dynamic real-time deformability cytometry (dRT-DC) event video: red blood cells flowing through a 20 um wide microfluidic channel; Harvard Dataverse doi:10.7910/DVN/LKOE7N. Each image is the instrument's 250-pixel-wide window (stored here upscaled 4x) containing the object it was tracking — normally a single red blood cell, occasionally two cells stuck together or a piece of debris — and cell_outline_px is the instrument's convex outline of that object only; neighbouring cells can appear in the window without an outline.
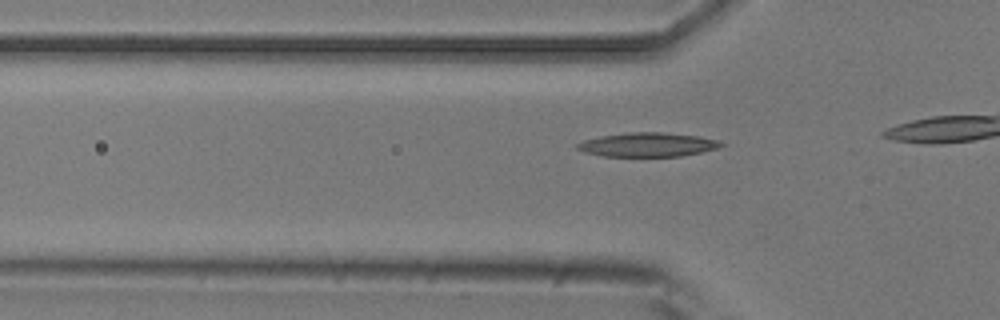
{"species": "common noctule bat (a hibernating species)", "species_latin": "Nyctalus noctula", "temperature_condition": "room temperature", "stored_images_in_passage": 8, "camera_frame_rate_fps": 3000, "um_per_image_px": 0.085, "animal": {"sex": "male", "body_mass_g": 20.5, "forearm_length_mm": 52.5}, "frame": {"image": 1, "passage_image": 5, "time_ms": 1.333, "image_size_px": [1000, 320], "cell_outline_px": [[724, 144], [716, 148], [700, 152], [680, 156], [604, 156], [584, 152], [576, 148], [576, 144], [584, 140], [600, 136], [628, 132], [660, 132], [700, 136], [716, 140]], "centroid_in_image_um": [55.01, 12.29], "position_along_channel_um": 70.8, "area_um2": 19.94}}